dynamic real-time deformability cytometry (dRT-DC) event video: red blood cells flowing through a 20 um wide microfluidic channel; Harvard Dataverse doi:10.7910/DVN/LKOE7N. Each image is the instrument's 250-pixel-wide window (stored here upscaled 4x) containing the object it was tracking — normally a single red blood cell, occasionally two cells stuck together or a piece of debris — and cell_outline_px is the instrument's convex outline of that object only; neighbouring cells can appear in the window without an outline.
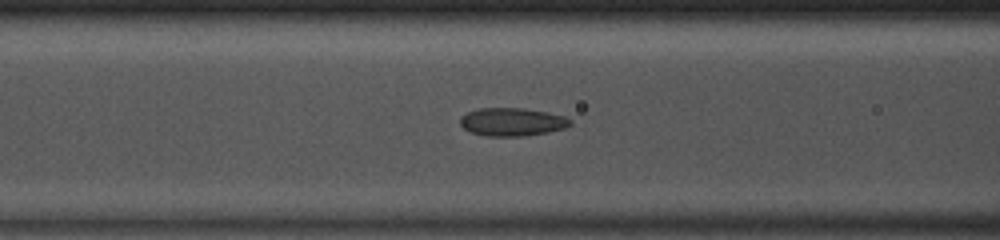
{"species": "common noctule bat (a hibernating species)", "species_latin": "Nyctalus noctula", "temperature_condition": "room temperature", "stored_images_in_passage": 41, "camera_frame_rate_fps": 3000, "um_per_image_px": 0.085, "animal": {"sex": "male", "body_mass_g": 13.0, "forearm_length_mm": 53.1}, "frame": {"image": 1, "passage_image": 12, "time_ms": 3.667, "image_size_px": [1000, 240], "cell_outline_px": [[572, 124], [564, 128], [548, 132], [524, 136], [488, 136], [472, 132], [464, 128], [460, 124], [460, 116], [468, 112], [480, 108], [524, 108], [548, 112], [564, 116], [572, 120]], "centroid_in_image_um": [43.55, 10.35], "position_along_channel_um": 123.1, "area_um2": 18.03}}
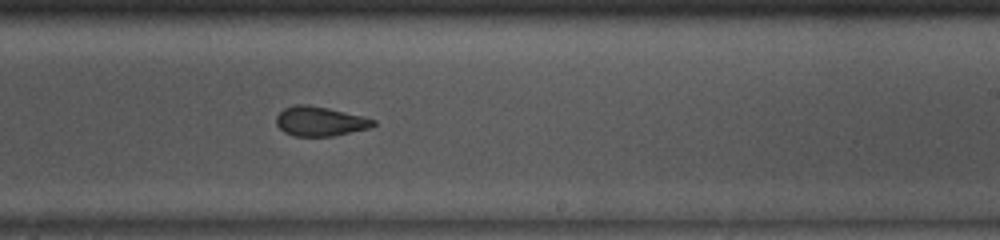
{"frame": {"image": 2, "passage_image": 22, "time_ms": 7.0, "image_size_px": [1000, 240], "cell_outline_px": [[376, 124], [372, 128], [332, 136], [296, 136], [284, 132], [276, 124], [276, 116], [284, 108], [296, 104], [308, 104], [328, 108], [364, 116], [376, 120]], "centroid_in_image_um": [27.23, 10.31], "position_along_channel_um": 261.8, "area_um2": 16.82}}
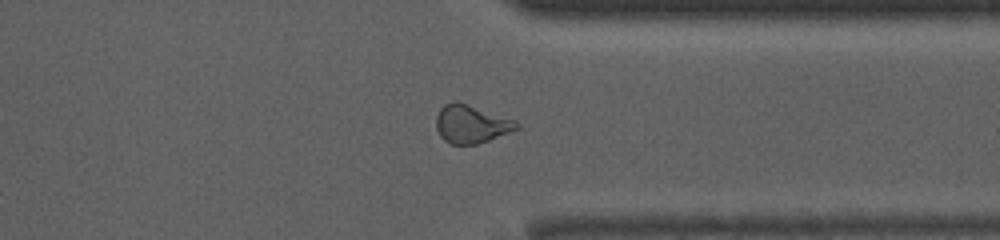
{"frame": {"image": 3, "passage_image": 30, "time_ms": 9.667, "image_size_px": [1000, 240], "cell_outline_px": [[520, 128], [488, 140], [476, 144], [452, 144], [444, 140], [440, 136], [436, 128], [436, 116], [440, 108], [444, 104], [456, 100], [516, 120], [520, 124]], "centroid_in_image_um": [40.05, 10.53], "position_along_channel_um": 371.4, "area_um2": 17.92}, "authors_computed_cell_mechanics": {"area_um2": 18.0336, "velocity_mm_per_s": 4.1504, "shape_relaxation_time_tau1_ms": 7.119, "shape_relaxation_time_tau2_ms": 2.2426, "deformation_change_tau1": 0.1744, "deformation_change_tau2": 0.0822}}